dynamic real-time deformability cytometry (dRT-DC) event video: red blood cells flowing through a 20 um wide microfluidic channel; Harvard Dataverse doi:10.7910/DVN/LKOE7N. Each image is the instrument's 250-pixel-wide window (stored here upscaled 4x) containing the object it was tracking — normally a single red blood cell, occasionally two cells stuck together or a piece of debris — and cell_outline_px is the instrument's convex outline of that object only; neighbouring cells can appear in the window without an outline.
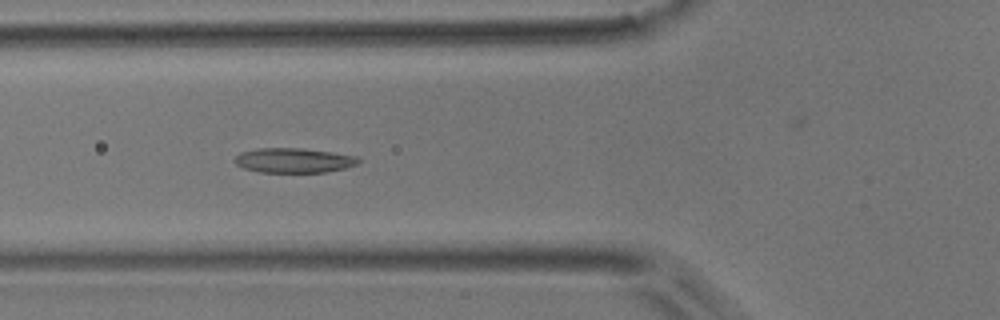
{"species": "common noctule bat (a hibernating species)", "species_latin": "Nyctalus noctula", "temperature_condition": "room temperature", "stored_images_in_passage": 51, "camera_frame_rate_fps": 3000, "um_per_image_px": 0.085, "animal": {"sex": "male", "body_mass_g": 17.9}, "frame": {"image": 1, "passage_image": 18, "time_ms": 5.667, "image_size_px": [1000, 320], "cell_outline_px": [[360, 160], [356, 164], [348, 168], [324, 172], [260, 172], [244, 168], [236, 164], [232, 160], [240, 152], [256, 148], [304, 148], [360, 156]], "centroid_in_image_um": [24.98, 13.62], "position_along_channel_um": 100.8, "area_um2": 18.03}}
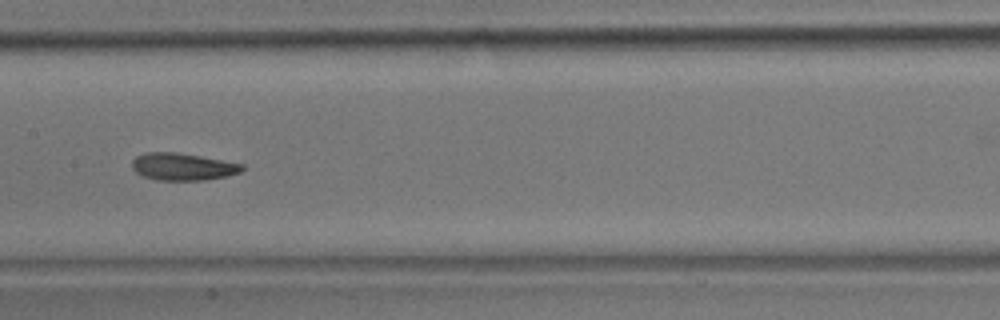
{"frame": {"image": 2, "passage_image": 25, "time_ms": 8.0, "image_size_px": [1000, 320], "cell_outline_px": [[244, 168], [240, 172], [228, 176], [204, 180], [156, 180], [144, 176], [136, 172], [132, 168], [132, 160], [136, 156], [148, 152], [176, 152], [200, 156], [244, 164]], "centroid_in_image_um": [15.54, 14.17], "position_along_channel_um": 191.9, "area_um2": 17.46}}
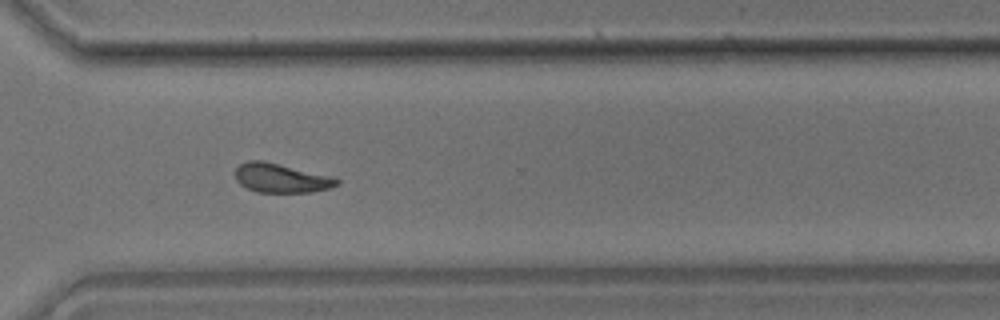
{"frame": {"image": 3, "passage_image": 37, "time_ms": 12.0, "image_size_px": [1000, 320], "cell_outline_px": [[340, 184], [328, 188], [312, 192], [256, 192], [240, 184], [236, 180], [236, 168], [240, 164], [248, 160], [264, 160], [336, 176], [340, 180]], "centroid_in_image_um": [23.95, 15.12], "position_along_channel_um": 346.7, "area_um2": 17.57}, "authors_computed_cell_mechanics": {"area_um2": 17.5712, "velocity_mm_per_s": 3.8838, "shape_relaxation_time_tau1_ms": 10.672, "shape_relaxation_time_tau2_ms": 4.2615, "deformation_change_tau1": 0.2085, "deformation_change_tau2": 0.0967}}